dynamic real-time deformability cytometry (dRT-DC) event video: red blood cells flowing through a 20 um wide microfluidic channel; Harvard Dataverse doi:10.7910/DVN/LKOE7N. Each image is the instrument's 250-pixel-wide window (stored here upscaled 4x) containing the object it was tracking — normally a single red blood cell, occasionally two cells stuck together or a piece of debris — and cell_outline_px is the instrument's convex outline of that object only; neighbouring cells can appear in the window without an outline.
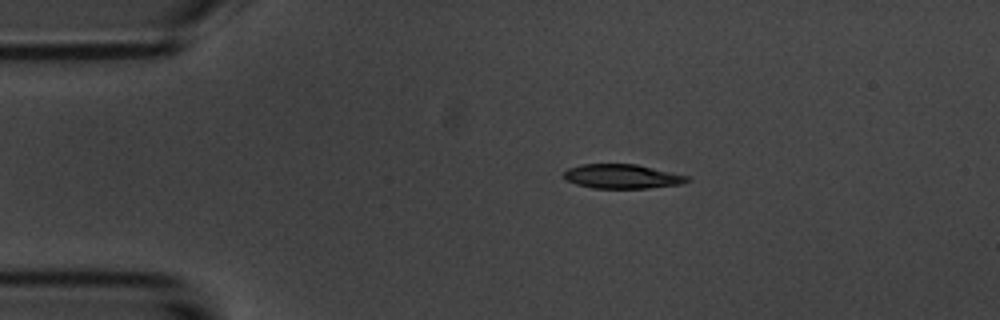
{"species": "common noctule bat (a hibernating species)", "species_latin": "Nyctalus noctula", "temperature_condition": "room temperature", "stored_images_in_passage": 7, "camera_frame_rate_fps": 3000, "um_per_image_px": 0.085, "animal": {"sex": "male", "body_mass_g": 20.1, "forearm_length_mm": 53.5}, "frame": {"image": 1, "passage_image": 2, "time_ms": 1.0, "image_size_px": [1000, 320], "cell_outline_px": [[692, 180], [684, 184], [648, 188], [592, 188], [576, 184], [564, 180], [564, 172], [568, 168], [580, 164], [636, 164], [688, 176]], "centroid_in_image_um": [52.88, 15.0], "position_along_channel_um": 32.1, "area_um2": 17.57}}
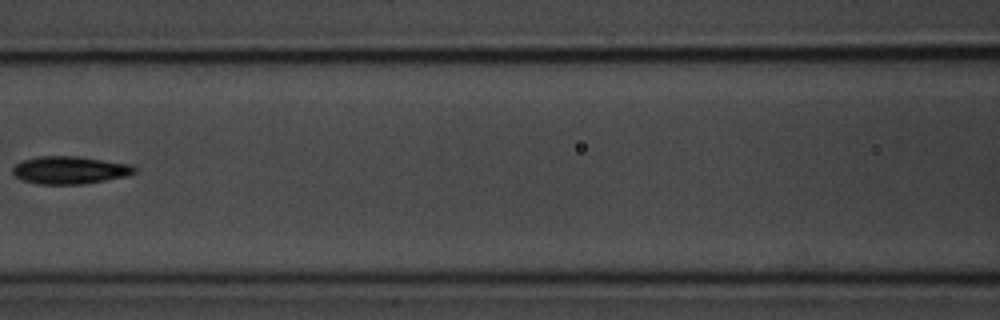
{"frame": {"image": 2, "passage_image": 6, "time_ms": 5.667, "image_size_px": [1000, 320], "cell_outline_px": [[136, 172], [124, 176], [84, 184], [36, 184], [24, 180], [16, 176], [12, 172], [12, 168], [20, 160], [40, 156], [80, 156], [132, 164], [136, 168]], "centroid_in_image_um": [5.92, 14.44], "position_along_channel_um": 160.7, "area_um2": 19.71}}
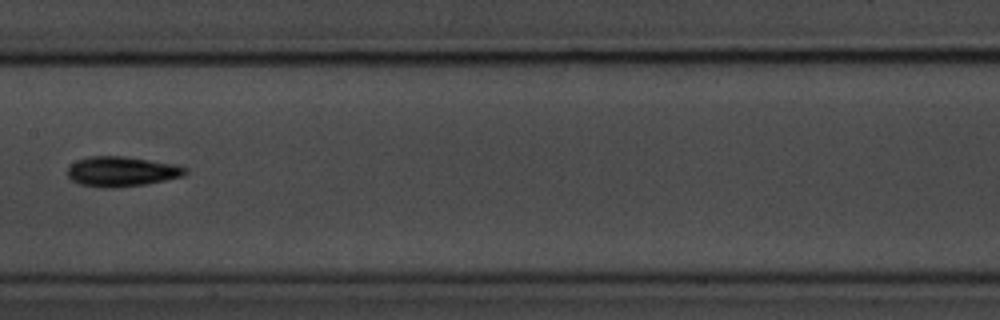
{"frame": {"image": 3, "passage_image": 7, "time_ms": 6.667, "image_size_px": [1000, 320], "cell_outline_px": [[188, 172], [184, 176], [144, 184], [112, 188], [100, 188], [80, 184], [72, 180], [68, 176], [68, 168], [76, 160], [88, 156], [124, 156], [176, 164], [188, 168]], "centroid_in_image_um": [10.35, 14.57], "position_along_channel_um": 197.1, "area_um2": 20.63}}